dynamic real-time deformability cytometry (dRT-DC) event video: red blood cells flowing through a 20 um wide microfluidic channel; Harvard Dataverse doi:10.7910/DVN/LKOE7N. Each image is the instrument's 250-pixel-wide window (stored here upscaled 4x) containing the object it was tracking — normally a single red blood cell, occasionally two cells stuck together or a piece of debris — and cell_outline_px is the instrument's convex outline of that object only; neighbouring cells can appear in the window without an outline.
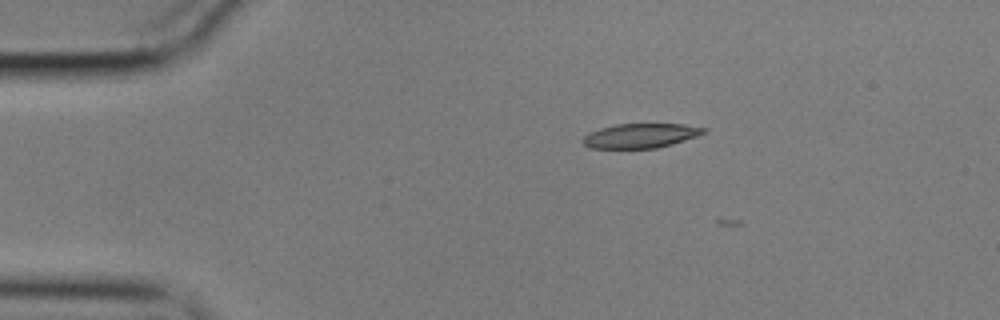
{"species": "common noctule bat (a hibernating species)", "species_latin": "Nyctalus noctula", "temperature_condition": "cold", "stored_images_in_passage": 2, "camera_frame_rate_fps": 3000, "um_per_image_px": 0.085, "animal": {"sex": "male", "body_mass_g": 17.9}, "frame": {"image": 1, "passage_image": 1, "time_ms": 0.0, "image_size_px": [1000, 320], "cell_outline_px": [[708, 132], [672, 144], [656, 148], [592, 148], [584, 144], [580, 140], [588, 132], [600, 128], [616, 124], [684, 124], [708, 128]], "centroid_in_image_um": [54.45, 11.53], "position_along_channel_um": 30.6, "area_um2": 17.28}}